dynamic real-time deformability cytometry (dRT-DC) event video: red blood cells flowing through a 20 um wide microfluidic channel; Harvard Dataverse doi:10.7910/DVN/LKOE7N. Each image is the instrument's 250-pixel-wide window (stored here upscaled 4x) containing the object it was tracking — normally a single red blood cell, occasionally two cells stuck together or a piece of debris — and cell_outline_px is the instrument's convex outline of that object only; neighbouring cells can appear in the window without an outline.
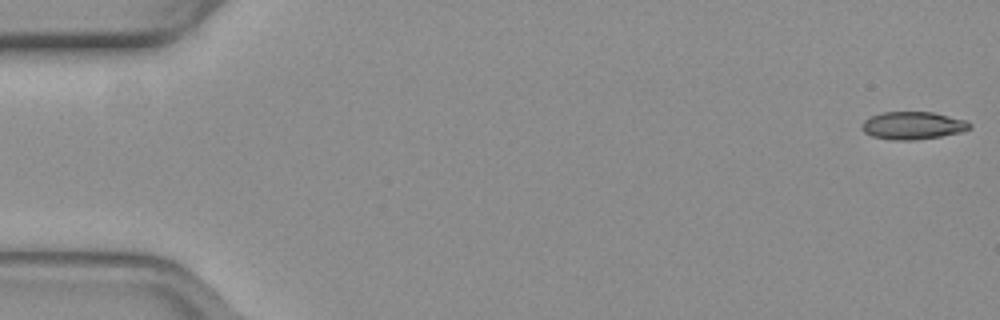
{"species": "common noctule bat (a hibernating species)", "species_latin": "Nyctalus noctula", "temperature_condition": "warm", "stored_images_in_passage": 53, "camera_frame_rate_fps": 3000, "um_per_image_px": 0.085, "animal": {"sex": "female", "body_mass_g": 19.3, "forearm_length_mm": 54.1}, "frame": {"image": 1, "passage_image": 1, "time_ms": 0.0, "image_size_px": [1000, 320], "cell_outline_px": [[972, 128], [964, 132], [940, 136], [912, 140], [892, 140], [872, 136], [864, 132], [860, 128], [860, 124], [864, 120], [880, 112], [932, 112], [968, 120], [972, 124]], "centroid_in_image_um": [77.61, 10.66], "position_along_channel_um": 7.4, "area_um2": 17.63}}
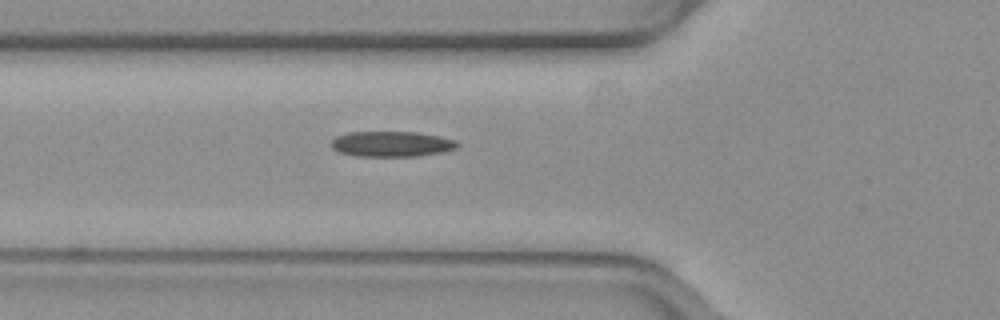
{"frame": {"image": 2, "passage_image": 19, "time_ms": 6.0, "image_size_px": [1000, 320], "cell_outline_px": [[460, 144], [456, 148], [440, 152], [416, 156], [352, 156], [336, 152], [332, 148], [332, 140], [336, 136], [348, 132], [416, 132], [440, 136], [456, 140]], "centroid_in_image_um": [33.25, 12.24], "position_along_channel_um": 92.5, "area_um2": 18.79}}
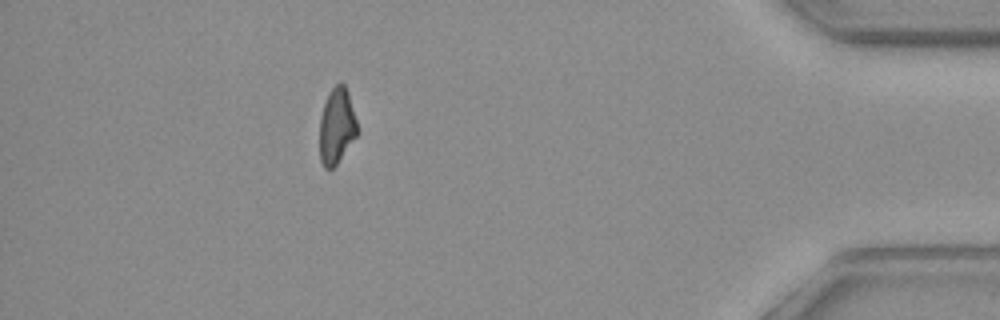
{"frame": {"image": 3, "passage_image": 47, "time_ms": 15.333, "image_size_px": [1000, 320], "cell_outline_px": [[356, 136], [336, 164], [332, 168], [324, 168], [320, 160], [320, 116], [328, 92], [340, 80], [344, 84], [348, 92], [356, 120]], "centroid_in_image_um": [28.59, 10.68], "position_along_channel_um": 406.6, "area_um2": 16.42}, "authors_computed_cell_mechanics": {"area_um2": 18.207, "velocity_mm_per_s": 3.9348, "shape_relaxation_time_tau1_ms": 8.4342, "shape_relaxation_time_tau2_ms": 6.6512, "deformation_change_tau1": 0.2035, "deformation_change_tau2": 0.1817}}